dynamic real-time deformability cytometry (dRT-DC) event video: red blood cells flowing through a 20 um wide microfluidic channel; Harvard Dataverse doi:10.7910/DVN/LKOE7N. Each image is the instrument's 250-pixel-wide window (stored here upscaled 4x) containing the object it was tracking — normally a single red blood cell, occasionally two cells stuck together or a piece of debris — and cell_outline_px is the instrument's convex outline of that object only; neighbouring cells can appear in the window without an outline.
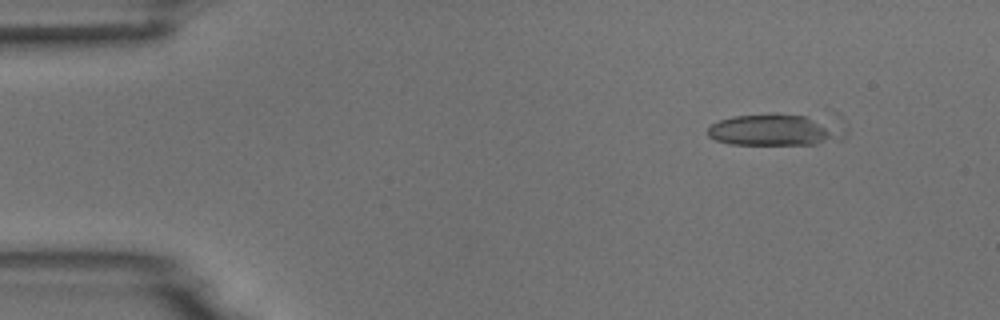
{"species": "common noctule bat (a hibernating species)", "species_latin": "Nyctalus noctula", "temperature_condition": "room temperature", "stored_images_in_passage": 6, "camera_frame_rate_fps": 3000, "um_per_image_px": 0.085, "animal": {"sex": "male", "body_mass_g": 18.8}, "frame": {"image": 1, "passage_image": 2, "time_ms": 1.333, "image_size_px": [1000, 320], "cell_outline_px": [[848, 132], [844, 140], [816, 144], [728, 144], [716, 140], [708, 136], [708, 128], [712, 124], [720, 120], [732, 116], [776, 112], [804, 116], [848, 124]], "centroid_in_image_um": [66.02, 11.03], "position_along_channel_um": 19.0, "area_um2": 26.13}}
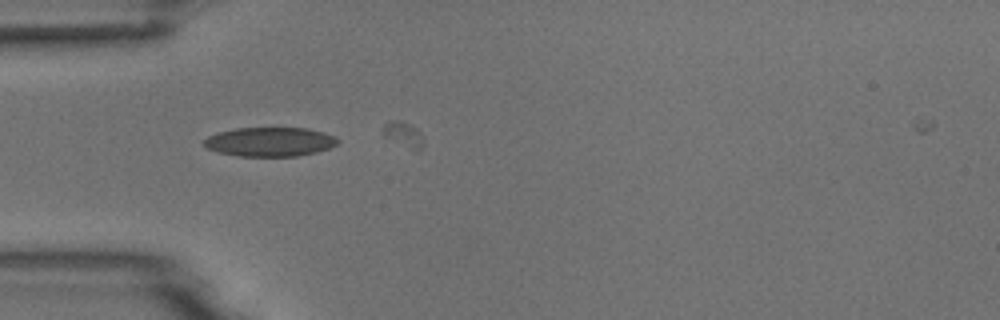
{"frame": {"image": 2, "passage_image": 5, "time_ms": 4.667, "image_size_px": [1000, 320], "cell_outline_px": [[340, 140], [336, 144], [328, 148], [316, 152], [296, 156], [240, 156], [220, 152], [208, 148], [204, 144], [204, 140], [208, 136], [220, 132], [236, 128], [308, 128], [324, 132]], "centroid_in_image_um": [22.96, 12.05], "position_along_channel_um": 62.0, "area_um2": 22.43}}